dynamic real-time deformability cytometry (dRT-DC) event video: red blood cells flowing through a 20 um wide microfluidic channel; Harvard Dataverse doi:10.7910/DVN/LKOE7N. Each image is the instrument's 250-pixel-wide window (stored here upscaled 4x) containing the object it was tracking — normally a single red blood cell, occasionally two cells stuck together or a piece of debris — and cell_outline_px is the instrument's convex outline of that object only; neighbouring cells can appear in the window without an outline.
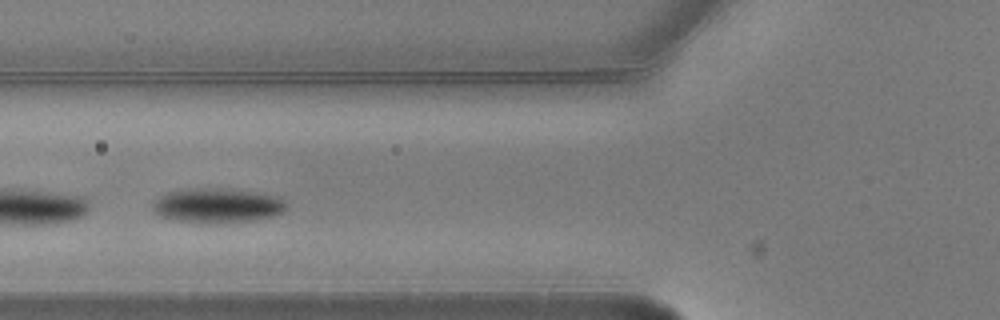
{"species": "common noctule bat (a hibernating species)", "species_latin": "Nyctalus noctula", "temperature_condition": "warm", "stored_images_in_passage": 4, "camera_frame_rate_fps": 3000, "um_per_image_px": 0.085, "animal": {"sex": "male", "body_mass_g": 20.5, "forearm_length_mm": 52.5}, "frame": {"image": 1, "passage_image": 4, "time_ms": 1.0, "image_size_px": [1000, 320], "cell_outline_px": [[288, 208], [284, 212], [272, 216], [256, 220], [216, 224], [212, 224], [172, 220], [160, 216], [152, 208], [152, 204], [160, 196], [168, 192], [192, 188], [220, 188], [252, 192], [280, 196], [288, 204]], "centroid_in_image_um": [18.51, 17.48], "position_along_channel_um": 107.3, "area_um2": 27.28}}